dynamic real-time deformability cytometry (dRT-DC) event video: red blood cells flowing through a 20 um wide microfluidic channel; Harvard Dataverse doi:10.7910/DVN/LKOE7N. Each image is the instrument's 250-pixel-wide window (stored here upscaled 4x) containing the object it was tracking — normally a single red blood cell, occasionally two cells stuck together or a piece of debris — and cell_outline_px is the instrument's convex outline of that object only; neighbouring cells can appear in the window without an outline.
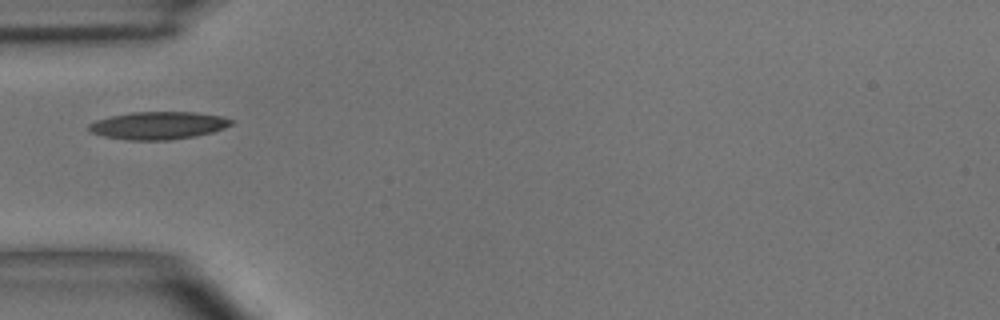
{"species": "common noctule bat (a hibernating species)", "species_latin": "Nyctalus noctula", "temperature_condition": "room temperature", "stored_images_in_passage": 3, "camera_frame_rate_fps": 3000, "um_per_image_px": 0.085, "animal": {"sex": "male", "body_mass_g": 15.6}, "frame": {"image": 1, "passage_image": 1, "time_ms": 0.0, "image_size_px": [1000, 320], "cell_outline_px": [[236, 120], [232, 124], [224, 128], [212, 132], [192, 136], [168, 140], [132, 140], [104, 136], [92, 132], [88, 128], [88, 124], [96, 120], [112, 116], [132, 112], [196, 112], [220, 116]], "centroid_in_image_um": [13.48, 10.65], "position_along_channel_um": 71.5, "area_um2": 22.72}}
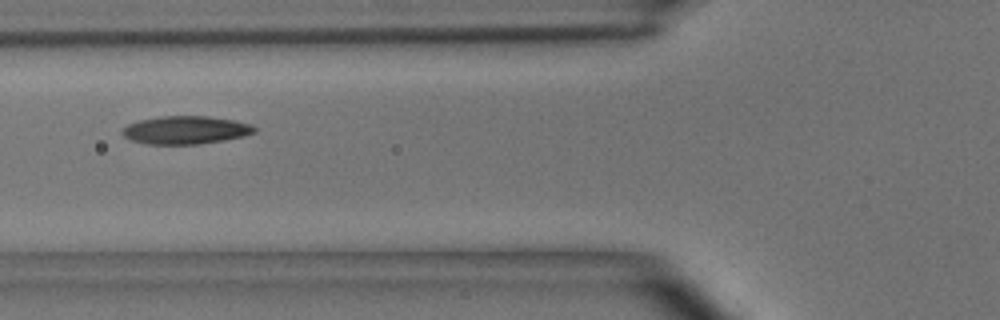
{"frame": {"image": 2, "passage_image": 2, "time_ms": 1.0, "image_size_px": [1000, 320], "cell_outline_px": [[256, 132], [244, 136], [224, 140], [200, 144], [148, 144], [132, 140], [124, 136], [120, 132], [128, 124], [140, 120], [160, 116], [208, 116], [236, 120], [248, 124], [256, 128]], "centroid_in_image_um": [15.79, 11.05], "position_along_channel_um": 110.0, "area_um2": 21.56}}